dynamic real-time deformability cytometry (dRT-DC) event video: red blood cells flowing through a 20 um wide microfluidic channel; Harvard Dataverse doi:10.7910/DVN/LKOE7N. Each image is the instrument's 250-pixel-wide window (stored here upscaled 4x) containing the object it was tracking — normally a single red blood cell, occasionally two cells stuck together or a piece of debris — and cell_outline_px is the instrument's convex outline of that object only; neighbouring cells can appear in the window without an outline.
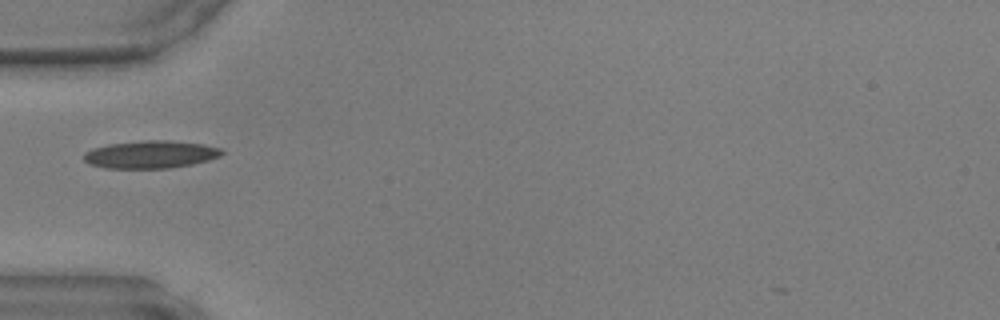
{"species": "common noctule bat (a hibernating species)", "species_latin": "Nyctalus noctula", "temperature_condition": "warm", "stored_images_in_passage": 30, "camera_frame_rate_fps": 3000, "um_per_image_px": 0.085, "animal": {"sex": "male", "body_mass_g": 17.9, "forearm_length_mm": 54.2}, "frame": {"image": 1, "passage_image": 1, "time_ms": 0.0, "image_size_px": [1000, 320], "cell_outline_px": [[224, 152], [220, 156], [208, 160], [192, 164], [168, 168], [104, 168], [88, 164], [84, 160], [84, 152], [92, 148], [108, 144], [144, 140], [168, 140], [204, 144], [220, 148]], "centroid_in_image_um": [12.77, 13.12], "position_along_channel_um": 72.2, "area_um2": 22.31}}
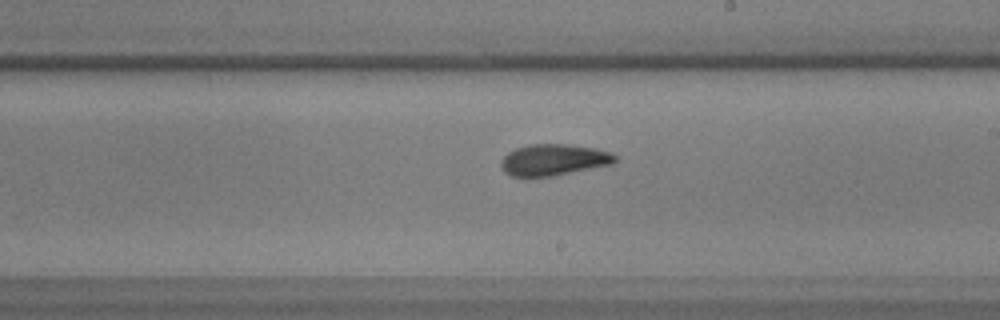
{"frame": {"image": 2, "passage_image": 13, "time_ms": 4.0, "image_size_px": [1000, 320], "cell_outline_px": [[616, 160], [612, 164], [552, 176], [512, 176], [504, 172], [500, 164], [500, 160], [508, 152], [516, 148], [528, 144], [568, 144], [596, 148], [608, 152], [616, 156]], "centroid_in_image_um": [47.03, 13.57], "position_along_channel_um": 242.0, "area_um2": 20.75}}
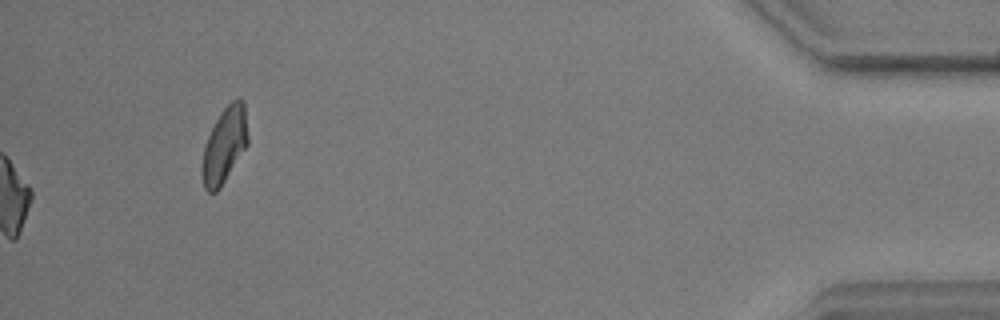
{"frame": {"image": 3, "passage_image": 30, "time_ms": 9.667, "image_size_px": [1000, 320], "cell_outline_px": [[248, 144], [220, 188], [216, 192], [208, 192], [204, 188], [200, 172], [200, 168], [204, 148], [208, 136], [220, 112], [232, 100], [240, 96], [244, 100], [248, 136]], "centroid_in_image_um": [19.08, 12.34], "position_along_channel_um": 416.1, "area_um2": 20.35}}